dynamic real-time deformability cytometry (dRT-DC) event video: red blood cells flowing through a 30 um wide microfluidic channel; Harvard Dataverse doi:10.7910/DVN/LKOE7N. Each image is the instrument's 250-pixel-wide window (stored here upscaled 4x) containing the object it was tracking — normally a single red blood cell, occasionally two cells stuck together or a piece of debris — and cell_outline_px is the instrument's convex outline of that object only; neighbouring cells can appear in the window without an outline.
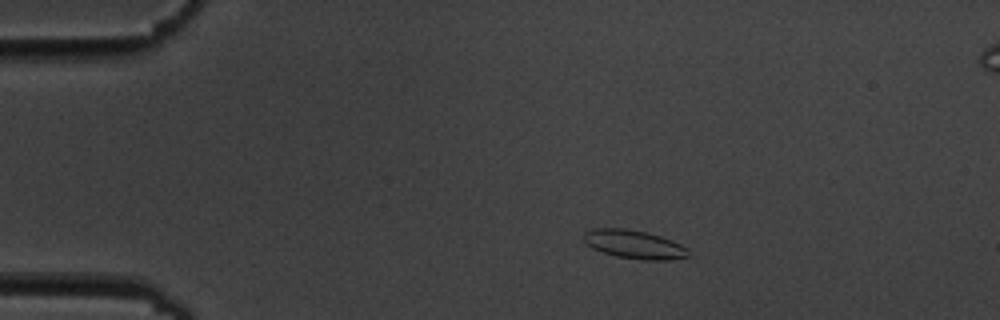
{"species": "common noctule bat (a hibernating species)", "species_latin": "Nyctalus noctula", "temperature_condition": "cold", "stored_images_in_passage": 5, "camera_frame_rate_fps": 3000, "um_per_image_px": 0.085, "animal": {"sex": "male", "body_mass_g": 19.5, "forearm_length_mm": 54.6}, "frame": {"image": 1, "passage_image": 2, "time_ms": 2.0, "image_size_px": [1000, 320], "cell_outline_px": [[692, 256], [668, 260], [640, 260], [616, 256], [592, 248], [584, 240], [584, 232], [592, 228], [624, 228], [644, 232], [660, 236], [672, 240], [688, 248]], "centroid_in_image_um": [53.95, 20.78], "position_along_channel_um": 31.1, "area_um2": 17.46}}
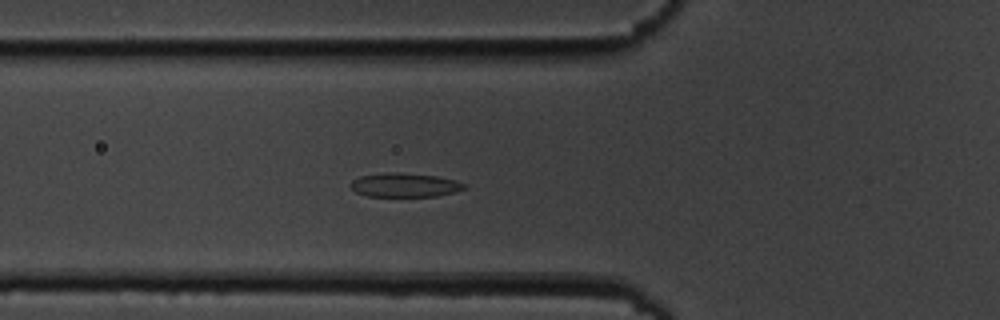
{"frame": {"image": 2, "passage_image": 5, "time_ms": 5.333, "image_size_px": [1000, 320], "cell_outline_px": [[468, 188], [456, 192], [436, 196], [368, 196], [356, 192], [348, 184], [352, 180], [360, 176], [388, 172], [400, 172], [436, 176], [456, 180], [468, 184]], "centroid_in_image_um": [34.44, 15.72], "position_along_channel_um": 91.4, "area_um2": 16.07}}